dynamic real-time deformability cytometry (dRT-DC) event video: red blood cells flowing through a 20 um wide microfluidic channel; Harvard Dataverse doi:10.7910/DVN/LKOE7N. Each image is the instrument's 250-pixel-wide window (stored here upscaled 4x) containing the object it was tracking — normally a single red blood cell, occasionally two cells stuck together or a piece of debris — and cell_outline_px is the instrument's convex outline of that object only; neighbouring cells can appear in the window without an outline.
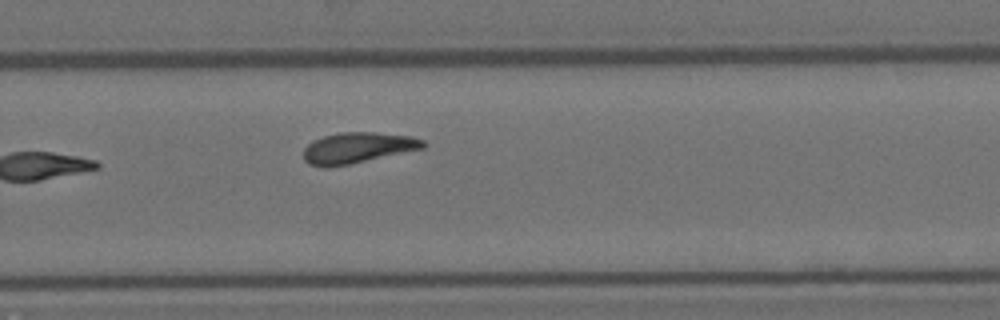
{"species": "Egyptian fruit bat (a non-hibernating species)", "species_latin": "Rousettus aegyptiacus", "temperature_condition": "room temperature", "stored_images_in_passage": 10, "camera_frame_rate_fps": 3000, "um_per_image_px": 0.085, "animal": {"sex": "female"}, "frame": {"image": 1, "passage_image": 10, "time_ms": 3.0, "image_size_px": [1000, 320], "cell_outline_px": [[424, 148], [348, 164], [324, 168], [308, 164], [304, 160], [304, 148], [312, 140], [324, 136], [340, 132], [376, 132], [412, 136], [424, 140]], "centroid_in_image_um": [30.36, 12.55], "position_along_channel_um": 299.4, "area_um2": 21.39}}